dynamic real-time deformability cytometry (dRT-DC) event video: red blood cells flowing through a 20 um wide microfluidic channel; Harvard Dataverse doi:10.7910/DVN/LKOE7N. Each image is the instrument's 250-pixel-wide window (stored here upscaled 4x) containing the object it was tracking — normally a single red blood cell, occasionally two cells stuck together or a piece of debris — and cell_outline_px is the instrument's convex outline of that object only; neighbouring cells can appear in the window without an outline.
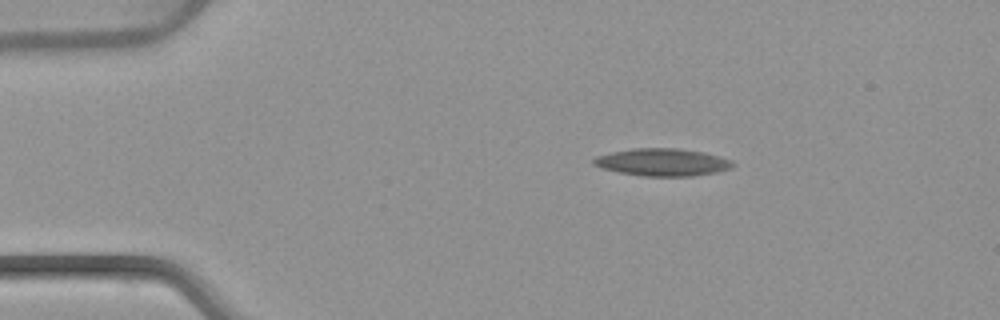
{"species": "common noctule bat (a hibernating species)", "species_latin": "Nyctalus noctula", "temperature_condition": "warm", "stored_images_in_passage": 6, "camera_frame_rate_fps": 3000, "um_per_image_px": 0.085, "animal": {"sex": "female", "body_mass_g": 22.7, "forearm_length_mm": 54.2}, "frame": {"image": 1, "passage_image": 2, "time_ms": 2.0, "image_size_px": [1000, 320], "cell_outline_px": [[736, 164], [732, 168], [716, 172], [692, 176], [644, 176], [620, 172], [604, 168], [592, 164], [592, 160], [596, 156], [612, 152], [632, 148], [680, 148], [704, 152], [732, 160]], "centroid_in_image_um": [56.34, 13.78], "position_along_channel_um": 28.7, "area_um2": 22.25}}
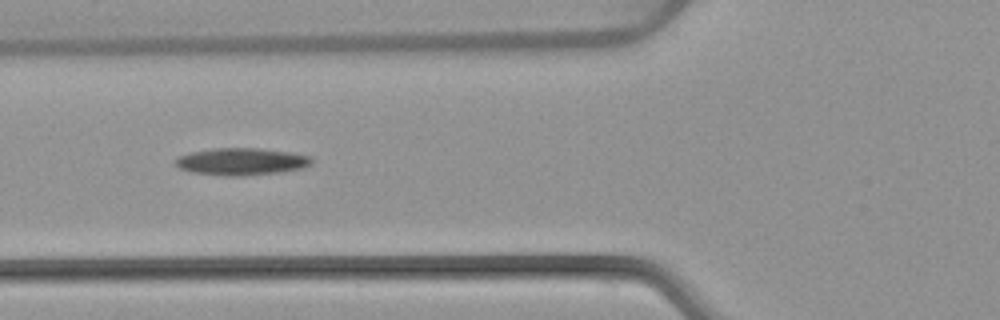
{"frame": {"image": 2, "passage_image": 5, "time_ms": 5.667, "image_size_px": [1000, 320], "cell_outline_px": [[312, 164], [304, 168], [280, 172], [244, 176], [232, 176], [192, 172], [180, 168], [172, 160], [176, 156], [188, 152], [212, 148], [260, 148], [288, 152], [312, 156]], "centroid_in_image_um": [20.5, 13.72], "position_along_channel_um": 105.3, "area_um2": 21.79}}
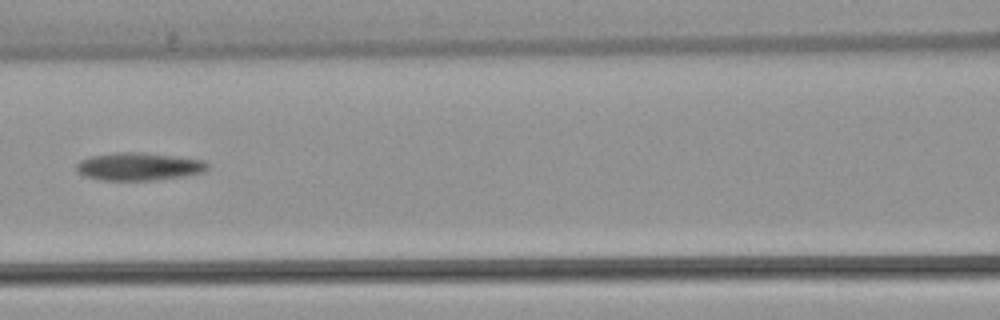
{"frame": {"image": 3, "passage_image": 6, "time_ms": 7.0, "image_size_px": [1000, 320], "cell_outline_px": [[208, 168], [204, 172], [180, 176], [152, 180], [104, 180], [84, 176], [76, 168], [76, 164], [80, 160], [92, 156], [116, 152], [140, 152], [204, 160], [208, 164]], "centroid_in_image_um": [11.78, 14.15], "position_along_channel_um": 154.8, "area_um2": 20.92}}